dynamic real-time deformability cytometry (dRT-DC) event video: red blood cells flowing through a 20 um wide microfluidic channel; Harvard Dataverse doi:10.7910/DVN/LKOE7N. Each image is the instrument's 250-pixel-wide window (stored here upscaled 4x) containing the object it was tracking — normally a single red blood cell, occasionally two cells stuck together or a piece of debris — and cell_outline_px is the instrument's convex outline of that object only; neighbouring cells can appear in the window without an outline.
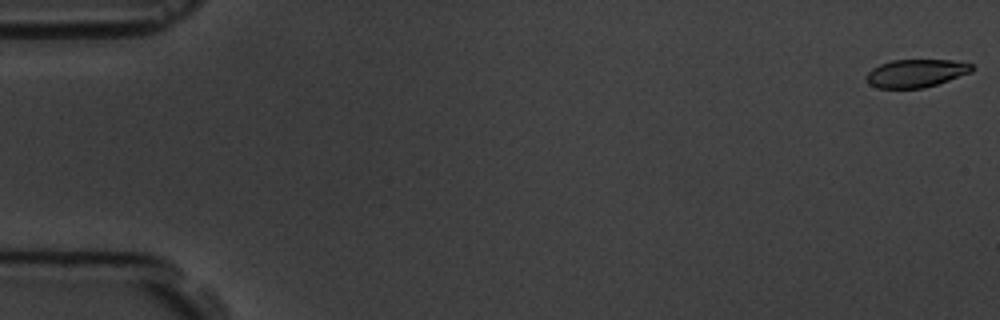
{"species": "common noctule bat (a hibernating species)", "species_latin": "Nyctalus noctula", "temperature_condition": "room temperature", "stored_images_in_passage": 5, "camera_frame_rate_fps": 3000, "um_per_image_px": 0.085, "animal": {"sex": "male", "body_mass_g": 19.5, "forearm_length_mm": 54.6}, "frame": {"image": 1, "passage_image": 1, "time_ms": 0.0, "image_size_px": [1000, 320], "cell_outline_px": [[976, 68], [972, 72], [924, 88], [876, 88], [868, 84], [864, 76], [872, 68], [880, 64], [892, 60], [952, 60], [972, 64]], "centroid_in_image_um": [77.84, 6.22], "position_along_channel_um": 7.2, "area_um2": 17.34}}
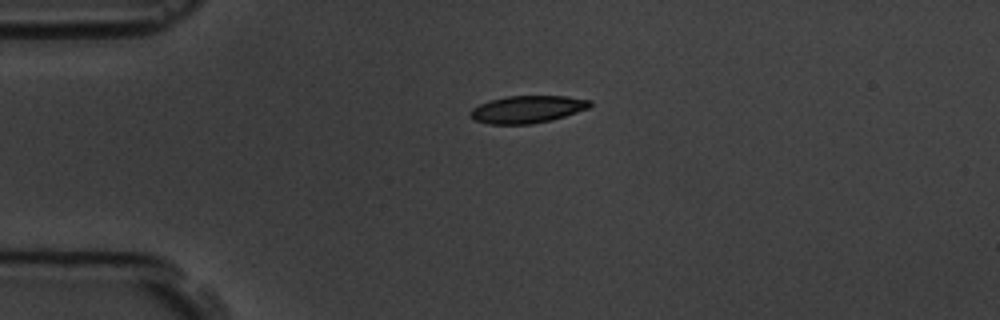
{"frame": {"image": 2, "passage_image": 4, "time_ms": 4.333, "image_size_px": [1000, 320], "cell_outline_px": [[592, 104], [588, 108], [552, 120], [532, 124], [488, 124], [472, 120], [468, 116], [468, 112], [472, 108], [480, 104], [492, 100], [508, 96], [568, 96], [592, 100]], "centroid_in_image_um": [44.79, 9.3], "position_along_channel_um": 40.2, "area_um2": 19.19}}